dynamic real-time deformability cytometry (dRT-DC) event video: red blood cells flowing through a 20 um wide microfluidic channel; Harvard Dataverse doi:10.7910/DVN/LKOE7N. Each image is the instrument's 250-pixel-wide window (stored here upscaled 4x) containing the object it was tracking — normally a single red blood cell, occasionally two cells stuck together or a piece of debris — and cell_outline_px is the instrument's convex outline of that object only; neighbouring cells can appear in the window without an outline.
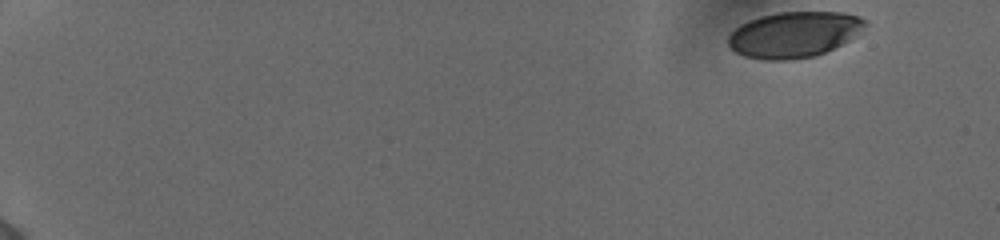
{"species": "human", "species_latin": "Homo sapiens", "temperature_condition": "cold", "stored_images_in_passage": 52, "camera_frame_rate_fps": 3000, "um_per_image_px": 0.085, "donor": {"sex": "female"}, "frame": {"image": 1, "passage_image": 1, "time_ms": 0.0, "image_size_px": [1000, 240], "cell_outline_px": [[868, 24], [848, 40], [816, 56], [788, 60], [764, 60], [744, 56], [736, 52], [728, 44], [728, 36], [740, 24], [748, 20], [780, 12], [840, 12], [856, 16], [864, 20]], "centroid_in_image_um": [67.45, 2.94], "position_along_channel_um": 17.5, "area_um2": 36.07}}
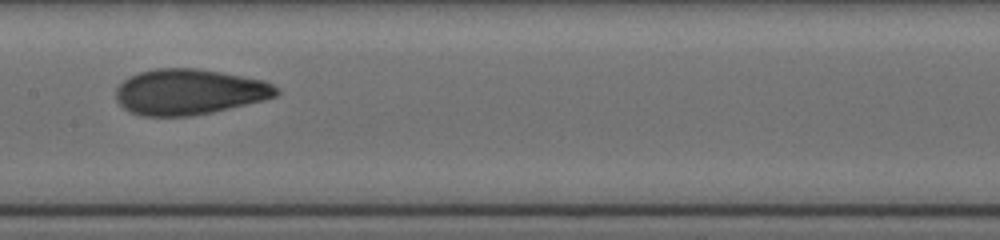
{"frame": {"image": 2, "passage_image": 28, "time_ms": 9.0, "image_size_px": [1000, 240], "cell_outline_px": [[280, 92], [276, 96], [264, 100], [212, 112], [192, 116], [140, 116], [128, 112], [116, 100], [116, 88], [124, 80], [140, 72], [156, 68], [200, 68], [264, 80], [280, 88]], "centroid_in_image_um": [16.09, 7.81], "position_along_channel_um": 191.3, "area_um2": 42.89}}
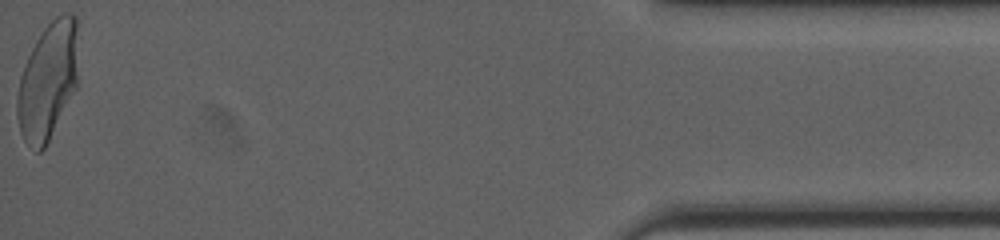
{"frame": {"image": 3, "passage_image": 52, "time_ms": 17.0, "image_size_px": [1000, 240], "cell_outline_px": [[76, 88], [44, 148], [40, 152], [36, 152], [24, 140], [20, 132], [16, 116], [16, 100], [20, 76], [24, 64], [36, 40], [44, 28], [56, 16], [64, 12], [72, 12], [76, 16]], "centroid_in_image_um": [4.03, 6.88], "position_along_channel_um": 431.2, "area_um2": 41.33}, "authors_computed_cell_mechanics": {"area_um2": 41.0091, "velocity_mm_per_s": 3.8815, "shape_relaxation_time_tau1_ms": 4.6817, "shape_relaxation_time_tau2_ms": 1.1562, "deformation_change_tau1": 0.1728, "deformation_change_tau2": 0.0654}}